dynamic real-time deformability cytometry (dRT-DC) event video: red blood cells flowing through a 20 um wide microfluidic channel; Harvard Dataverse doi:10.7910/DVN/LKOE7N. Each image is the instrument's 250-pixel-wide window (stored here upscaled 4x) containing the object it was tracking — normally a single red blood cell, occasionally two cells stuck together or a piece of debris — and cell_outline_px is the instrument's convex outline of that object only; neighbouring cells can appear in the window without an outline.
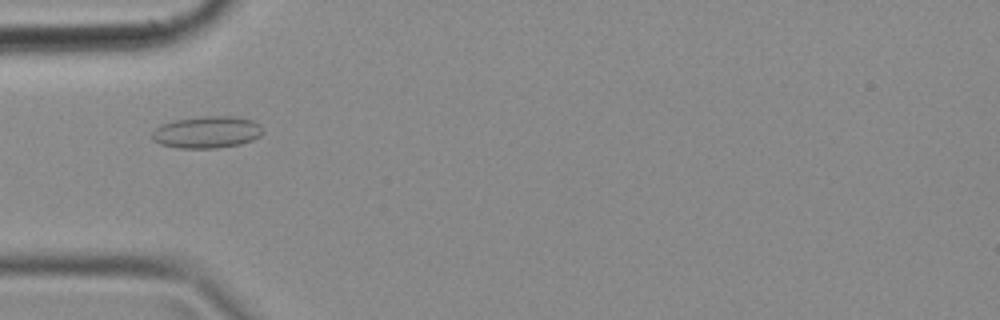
{"species": "common noctule bat (a hibernating species)", "species_latin": "Nyctalus noctula", "temperature_condition": "cold", "stored_images_in_passage": 37, "camera_frame_rate_fps": 3000, "um_per_image_px": 0.085, "animal": {"sex": "female", "body_mass_g": 18.4}, "frame": {"image": 1, "passage_image": 3, "time_ms": 0.667, "image_size_px": [1000, 320], "cell_outline_px": [[264, 132], [260, 136], [252, 140], [240, 144], [216, 148], [180, 148], [160, 144], [152, 140], [152, 132], [160, 124], [176, 120], [204, 116], [240, 116], [252, 120], [260, 124]], "centroid_in_image_um": [17.61, 11.23], "position_along_channel_um": 67.4, "area_um2": 20.75}}
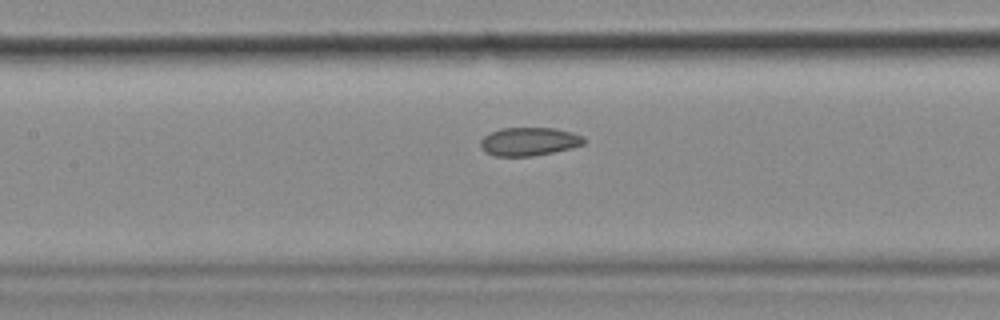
{"frame": {"image": 2, "passage_image": 10, "time_ms": 3.0, "image_size_px": [1000, 320], "cell_outline_px": [[584, 144], [572, 148], [532, 156], [496, 156], [484, 152], [480, 144], [480, 140], [488, 132], [500, 128], [556, 128], [572, 132], [584, 136]], "centroid_in_image_um": [44.95, 12.02], "position_along_channel_um": 162.4, "area_um2": 17.22}}
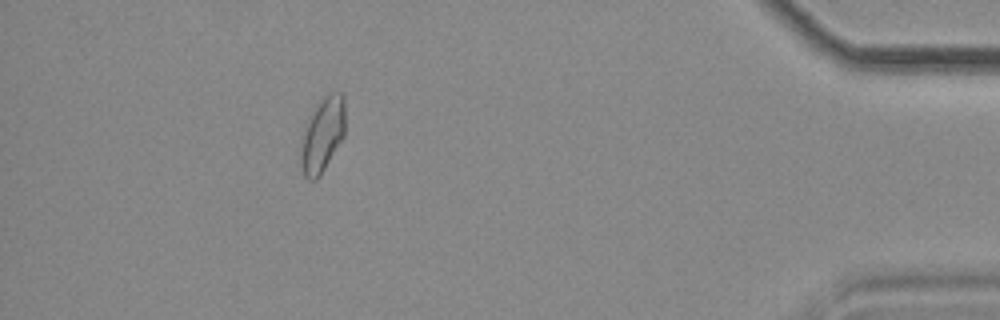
{"frame": {"image": 3, "passage_image": 32, "time_ms": 10.333, "image_size_px": [1000, 320], "cell_outline_px": [[344, 136], [320, 176], [316, 180], [308, 180], [304, 176], [300, 164], [300, 136], [308, 116], [316, 104], [328, 92], [340, 92], [344, 96]], "centroid_in_image_um": [27.36, 11.45], "position_along_channel_um": 407.8, "area_um2": 19.83}}